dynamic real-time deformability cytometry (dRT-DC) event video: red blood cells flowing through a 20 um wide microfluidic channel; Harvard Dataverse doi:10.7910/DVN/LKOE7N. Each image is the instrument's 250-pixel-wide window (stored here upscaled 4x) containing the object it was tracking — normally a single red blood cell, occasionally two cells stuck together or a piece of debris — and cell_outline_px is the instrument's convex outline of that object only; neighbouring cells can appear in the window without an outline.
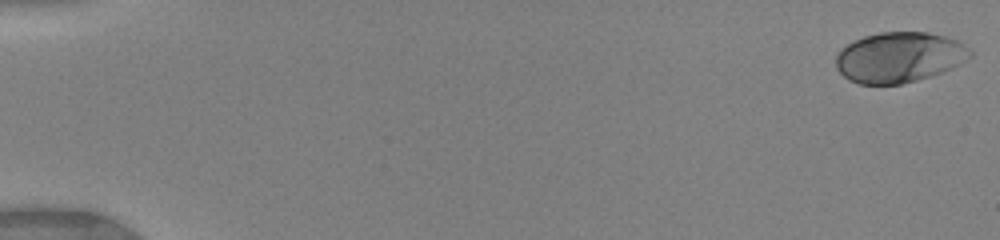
{"species": "human", "species_latin": "Homo sapiens", "temperature_condition": "warm", "stored_images_in_passage": 39, "camera_frame_rate_fps": 3000, "um_per_image_px": 0.085, "donor": {"sex": "female"}, "frame": {"image": 1, "passage_image": 1, "time_ms": 0.0, "image_size_px": [1000, 240], "cell_outline_px": [[972, 56], [940, 72], [916, 80], [900, 84], [860, 84], [848, 80], [836, 68], [836, 56], [840, 48], [864, 36], [880, 32], [924, 32], [944, 36], [956, 40], [972, 52]], "centroid_in_image_um": [76.37, 4.86], "position_along_channel_um": 8.6, "area_um2": 38.84}}
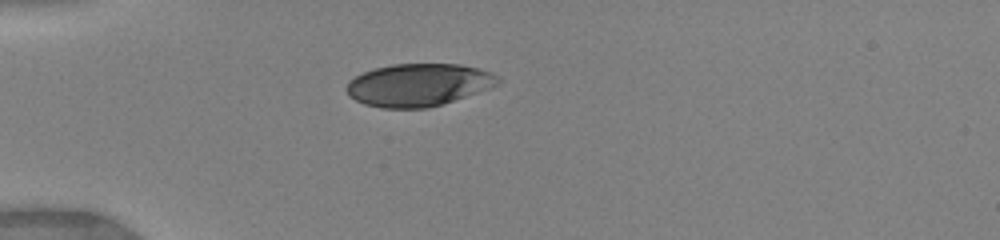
{"frame": {"image": 2, "passage_image": 22, "time_ms": 4.667, "image_size_px": [1000, 240], "cell_outline_px": [[500, 80], [496, 84], [488, 88], [428, 108], [384, 108], [364, 104], [356, 100], [344, 88], [348, 80], [364, 72], [376, 68], [392, 64], [460, 64], [492, 72], [500, 76]], "centroid_in_image_um": [35.54, 7.2], "position_along_channel_um": 49.5, "area_um2": 37.17}}